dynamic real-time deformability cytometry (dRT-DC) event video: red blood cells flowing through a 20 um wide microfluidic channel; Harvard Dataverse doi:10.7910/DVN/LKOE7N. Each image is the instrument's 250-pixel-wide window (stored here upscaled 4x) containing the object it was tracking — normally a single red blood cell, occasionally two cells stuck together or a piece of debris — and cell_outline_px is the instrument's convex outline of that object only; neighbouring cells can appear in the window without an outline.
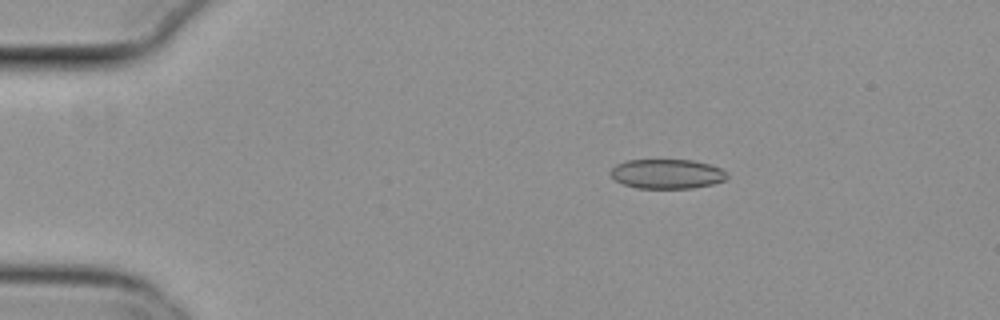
{"species": "common noctule bat (a hibernating species)", "species_latin": "Nyctalus noctula", "temperature_condition": "cold", "stored_images_in_passage": 46, "camera_frame_rate_fps": 3000, "um_per_image_px": 0.085, "animal": {"sex": "female", "body_mass_g": 29.2, "forearm_length_mm": 56.3}, "frame": {"image": 1, "passage_image": 1, "time_ms": 0.0, "image_size_px": [1000, 320], "cell_outline_px": [[728, 180], [712, 184], [692, 188], [636, 188], [624, 184], [616, 180], [608, 172], [616, 164], [628, 160], [692, 160], [708, 164], [720, 168], [728, 172]], "centroid_in_image_um": [56.72, 14.78], "position_along_channel_um": 28.3, "area_um2": 20.11}}
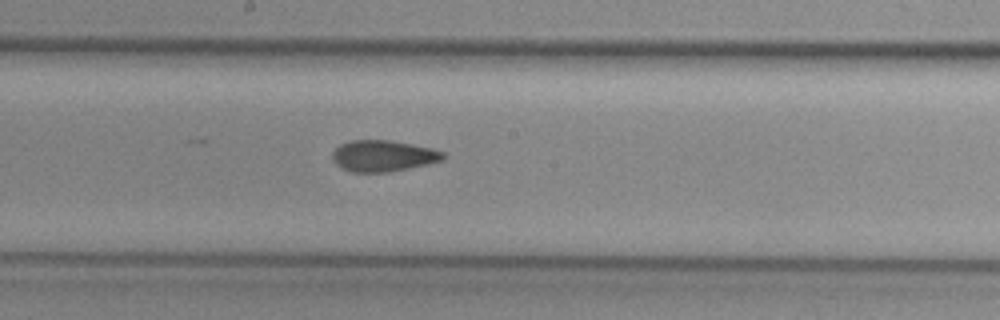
{"frame": {"image": 2, "passage_image": 21, "time_ms": 6.667, "image_size_px": [1000, 320], "cell_outline_px": [[444, 156], [440, 160], [408, 168], [388, 172], [352, 172], [336, 164], [332, 156], [332, 152], [340, 144], [352, 140], [388, 140], [412, 144], [432, 148], [444, 152]], "centroid_in_image_um": [32.53, 13.24], "position_along_channel_um": 215.7, "area_um2": 19.83}}
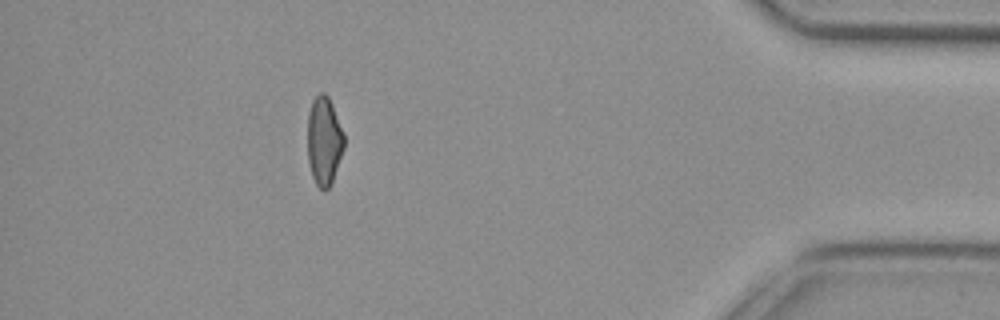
{"frame": {"image": 3, "passage_image": 40, "time_ms": 13.0, "image_size_px": [1000, 320], "cell_outline_px": [[344, 148], [332, 184], [324, 192], [316, 184], [312, 176], [308, 160], [308, 112], [312, 100], [320, 92], [324, 92], [328, 96], [332, 104], [344, 132]], "centroid_in_image_um": [27.55, 11.98], "position_along_channel_um": 407.6, "area_um2": 19.07}, "authors_computed_cell_mechanics": {"area_um2": 20.1722, "velocity_mm_per_s": 3.8193, "shape_relaxation_time_tau1_ms": null, "shape_relaxation_time_tau2_ms": 2.6278, "deformation_change_tau1": null, "deformation_change_tau2": 0.0702}}